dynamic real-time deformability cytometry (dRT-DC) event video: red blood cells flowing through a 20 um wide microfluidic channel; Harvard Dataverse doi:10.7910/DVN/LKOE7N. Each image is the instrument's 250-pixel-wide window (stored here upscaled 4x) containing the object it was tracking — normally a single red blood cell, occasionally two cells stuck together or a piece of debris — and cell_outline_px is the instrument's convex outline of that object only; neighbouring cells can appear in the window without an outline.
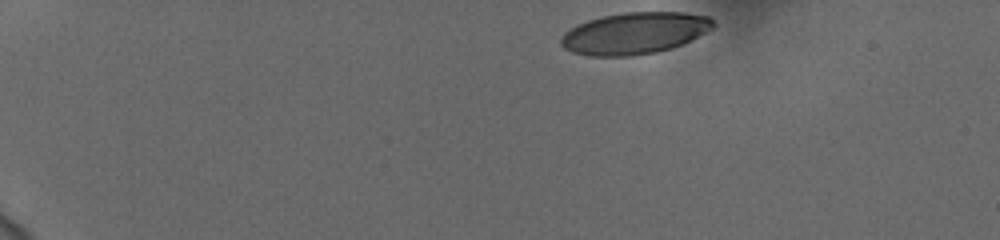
{"species": "human", "species_latin": "Homo sapiens", "temperature_condition": "cold", "stored_images_in_passage": 41, "camera_frame_rate_fps": 3000, "um_per_image_px": 0.085, "donor": {"sex": "female"}, "frame": {"image": 1, "passage_image": 1, "time_ms": 0.0, "image_size_px": [1000, 240], "cell_outline_px": [[716, 24], [712, 28], [672, 48], [656, 52], [632, 56], [588, 56], [572, 52], [564, 48], [560, 44], [560, 36], [564, 32], [588, 20], [600, 16], [624, 12], [684, 12], [708, 16]], "centroid_in_image_um": [53.89, 2.82], "position_along_channel_um": 31.1, "area_um2": 36.88}}
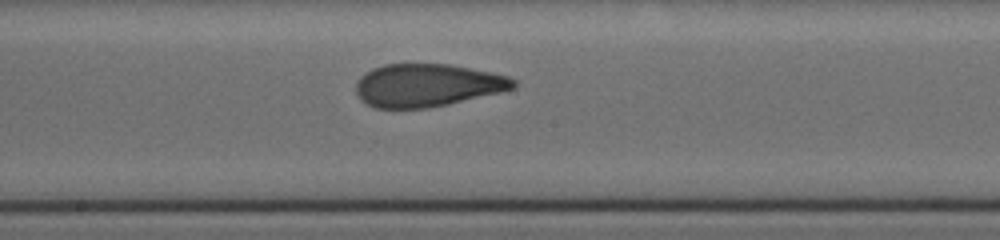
{"frame": {"image": 2, "passage_image": 24, "time_ms": 7.667, "image_size_px": [1000, 240], "cell_outline_px": [[516, 88], [500, 92], [448, 104], [428, 108], [376, 108], [368, 104], [356, 92], [356, 84], [360, 76], [372, 68], [384, 64], [452, 64], [492, 72], [508, 76], [516, 80]], "centroid_in_image_um": [36.34, 7.23], "position_along_channel_um": 211.9, "area_um2": 39.3}}
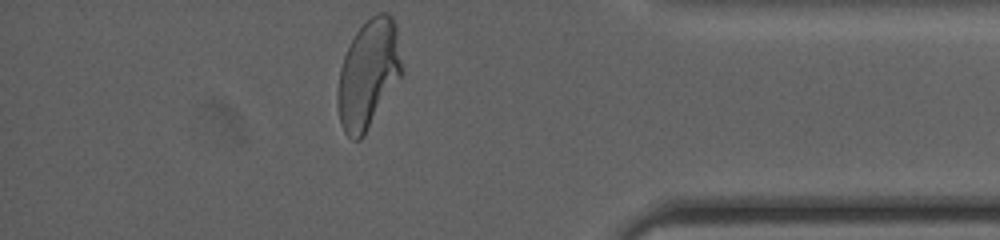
{"frame": {"image": 3, "passage_image": 41, "time_ms": 13.333, "image_size_px": [1000, 240], "cell_outline_px": [[404, 72], [364, 136], [360, 140], [352, 140], [344, 132], [340, 124], [336, 100], [336, 92], [340, 68], [344, 56], [356, 32], [376, 12], [388, 12], [392, 16], [396, 24]], "centroid_in_image_um": [31.32, 6.31], "position_along_channel_um": 403.9, "area_um2": 41.04}, "authors_computed_cell_mechanics": {"area_um2": 39.4774, "velocity_mm_per_s": 3.7443, "shape_relaxation_time_tau1_ms": 6.8787, "shape_relaxation_time_tau2_ms": 0.8689, "deformation_change_tau1": 0.2067, "deformation_change_tau2": 0.0744}}